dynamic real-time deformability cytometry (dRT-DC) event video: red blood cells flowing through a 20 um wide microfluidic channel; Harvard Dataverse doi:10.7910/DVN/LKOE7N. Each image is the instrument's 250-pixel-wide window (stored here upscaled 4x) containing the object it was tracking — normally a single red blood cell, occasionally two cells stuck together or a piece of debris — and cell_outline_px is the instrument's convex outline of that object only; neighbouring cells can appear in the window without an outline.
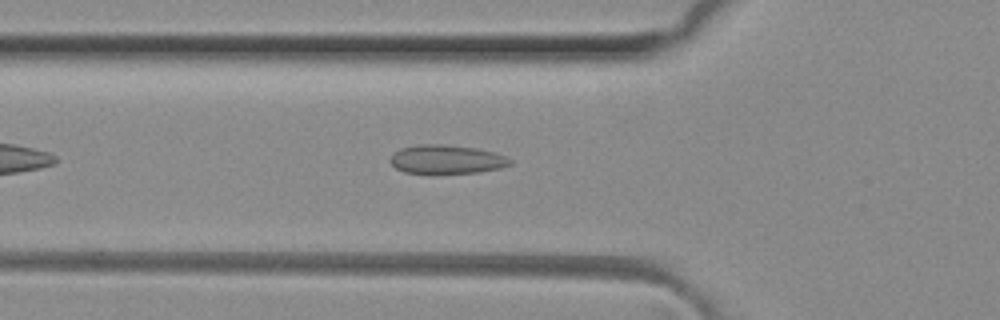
{"species": "common noctule bat (a hibernating species)", "species_latin": "Nyctalus noctula", "temperature_condition": "room temperature", "stored_images_in_passage": 40, "camera_frame_rate_fps": 3000, "um_per_image_px": 0.085, "animal": {"sex": "female", "body_mass_g": 29.2, "forearm_length_mm": 56.3}, "frame": {"image": 1, "passage_image": 7, "time_ms": 2.0, "image_size_px": [1000, 320], "cell_outline_px": [[512, 164], [500, 168], [480, 172], [432, 176], [428, 176], [404, 172], [396, 168], [388, 160], [392, 152], [400, 148], [420, 144], [444, 144], [476, 148], [496, 152], [512, 160]], "centroid_in_image_um": [37.9, 13.59], "position_along_channel_um": 87.9, "area_um2": 21.15}}
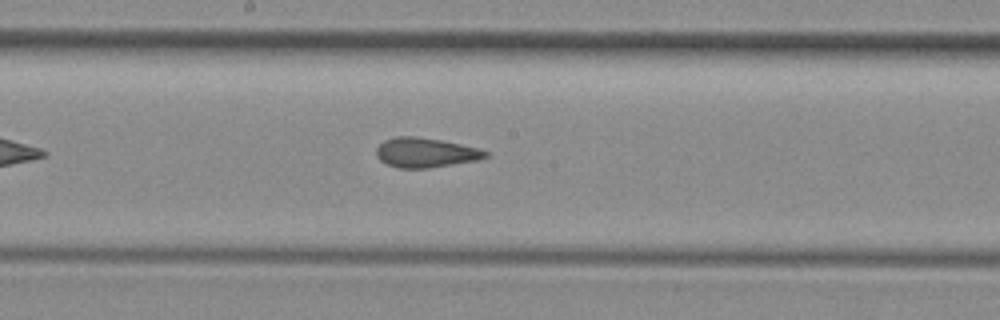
{"frame": {"image": 2, "passage_image": 16, "time_ms": 5.0, "image_size_px": [1000, 320], "cell_outline_px": [[488, 156], [476, 160], [428, 168], [396, 168], [380, 160], [376, 156], [376, 148], [384, 140], [396, 136], [416, 136], [440, 140], [460, 144], [476, 148], [488, 152]], "centroid_in_image_um": [36.11, 12.97], "position_along_channel_um": 212.1, "area_um2": 18.67}}
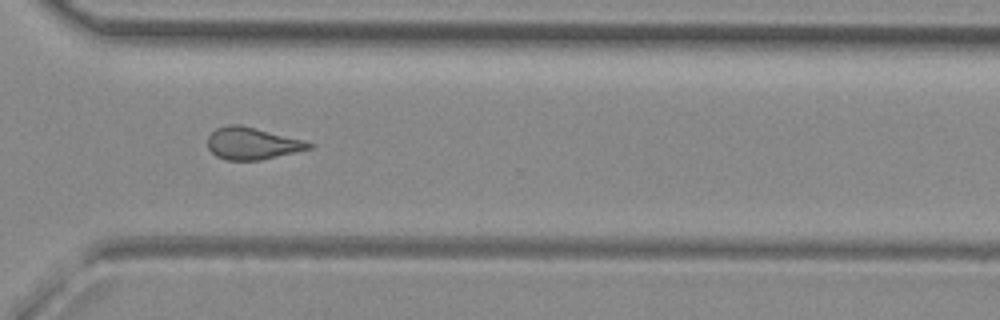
{"frame": {"image": 3, "passage_image": 26, "time_ms": 8.333, "image_size_px": [1000, 320], "cell_outline_px": [[316, 144], [312, 148], [260, 160], [224, 160], [216, 156], [208, 148], [208, 136], [216, 128], [228, 124], [240, 124], [304, 140]], "centroid_in_image_um": [21.43, 12.19], "position_along_channel_um": 349.2, "area_um2": 18.96}, "authors_computed_cell_mechanics": {"area_um2": 19.074, "velocity_mm_per_s": 4.1172, "shape_relaxation_time_tau1_ms": null, "shape_relaxation_time_tau2_ms": 2.0315, "deformation_change_tau1": null, "deformation_change_tau2": 0.0948}}